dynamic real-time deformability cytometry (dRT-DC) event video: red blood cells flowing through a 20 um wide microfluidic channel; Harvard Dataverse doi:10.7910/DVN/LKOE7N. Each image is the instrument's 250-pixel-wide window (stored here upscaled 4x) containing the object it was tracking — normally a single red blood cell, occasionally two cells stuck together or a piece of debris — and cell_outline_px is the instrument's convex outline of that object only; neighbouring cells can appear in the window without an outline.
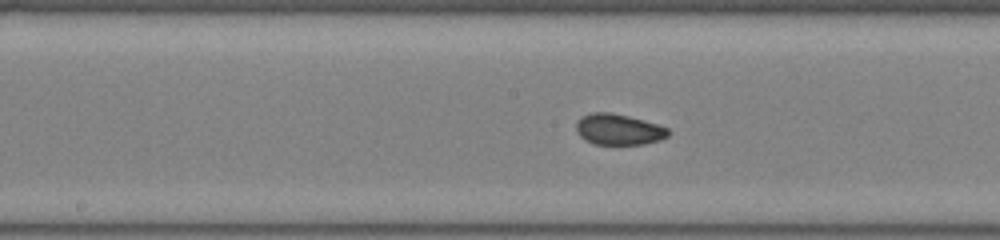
{"species": "common noctule bat (a hibernating species)", "species_latin": "Nyctalus noctula", "temperature_condition": "room temperature", "stored_images_in_passage": 35, "camera_frame_rate_fps": 3000, "um_per_image_px": 0.085, "animal": {"sex": "female", "body_mass_g": 22.0, "forearm_length_mm": 56.7}, "frame": {"image": 1, "passage_image": 20, "time_ms": 6.333, "image_size_px": [1000, 240], "cell_outline_px": [[668, 136], [660, 140], [644, 144], [592, 144], [584, 140], [576, 132], [576, 124], [580, 116], [592, 112], [608, 112], [628, 116], [644, 120], [668, 128]], "centroid_in_image_um": [52.54, 11.0], "position_along_channel_um": 195.7, "area_um2": 16.65}}